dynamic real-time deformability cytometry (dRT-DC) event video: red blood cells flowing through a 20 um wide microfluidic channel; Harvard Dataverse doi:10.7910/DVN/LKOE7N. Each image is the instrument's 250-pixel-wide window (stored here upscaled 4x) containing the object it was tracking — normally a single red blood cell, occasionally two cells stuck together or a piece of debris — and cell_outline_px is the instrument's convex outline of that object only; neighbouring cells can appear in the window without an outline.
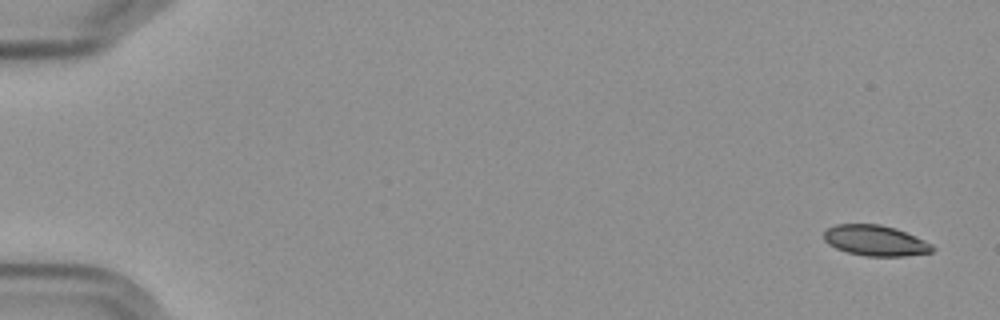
{"species": "Egyptian fruit bat (a non-hibernating species)", "species_latin": "Rousettus aegyptiacus", "temperature_condition": "cold", "stored_images_in_passage": 9, "camera_frame_rate_fps": 3000, "um_per_image_px": 0.085, "frame": {"image": 1, "passage_image": 1, "time_ms": 0.0, "image_size_px": [1000, 320], "cell_outline_px": [[936, 248], [932, 252], [904, 256], [864, 256], [848, 252], [836, 248], [828, 244], [824, 240], [824, 232], [828, 228], [836, 224], [880, 224], [896, 228], [924, 240], [932, 244]], "centroid_in_image_um": [74.41, 20.45], "position_along_channel_um": 10.6, "area_um2": 19.36}}
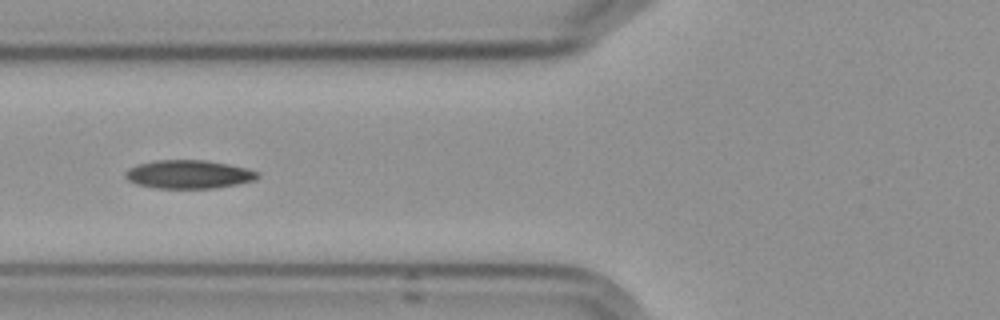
{"frame": {"image": 2, "passage_image": 7, "time_ms": 7.0, "image_size_px": [1000, 320], "cell_outline_px": [[260, 176], [256, 180], [236, 184], [212, 188], [156, 188], [136, 184], [128, 180], [124, 176], [124, 172], [128, 168], [136, 164], [156, 160], [208, 160], [248, 168], [260, 172]], "centroid_in_image_um": [16.04, 14.81], "position_along_channel_um": 109.8, "area_um2": 22.14}}
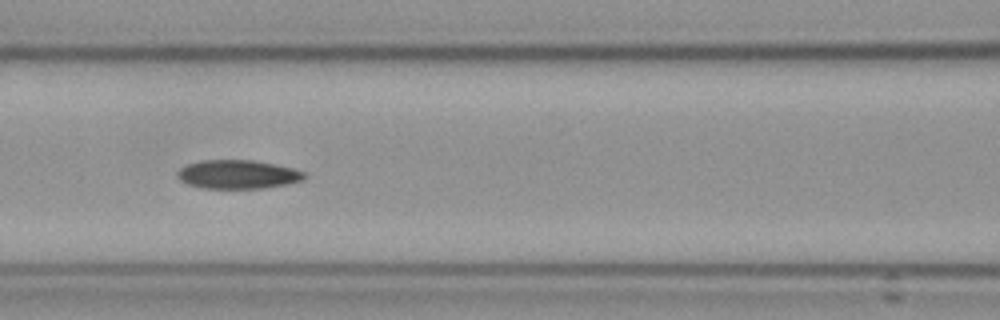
{"frame": {"image": 3, "passage_image": 8, "time_ms": 8.0, "image_size_px": [1000, 320], "cell_outline_px": [[308, 176], [300, 180], [284, 184], [264, 188], [200, 188], [188, 184], [180, 180], [176, 176], [176, 172], [180, 168], [188, 164], [200, 160], [252, 160], [276, 164], [292, 168], [304, 172]], "centroid_in_image_um": [20.17, 14.81], "position_along_channel_um": 146.4, "area_um2": 21.21}}